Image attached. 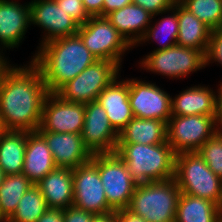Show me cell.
Listing matches in <instances>:
<instances>
[{
	"label": "cell",
	"mask_w": 222,
	"mask_h": 222,
	"mask_svg": "<svg viewBox=\"0 0 222 222\" xmlns=\"http://www.w3.org/2000/svg\"><path fill=\"white\" fill-rule=\"evenodd\" d=\"M214 62L222 66V28L212 30L205 54V65Z\"/></svg>",
	"instance_id": "32"
},
{
	"label": "cell",
	"mask_w": 222,
	"mask_h": 222,
	"mask_svg": "<svg viewBox=\"0 0 222 222\" xmlns=\"http://www.w3.org/2000/svg\"><path fill=\"white\" fill-rule=\"evenodd\" d=\"M77 34L97 60L112 61L120 68L125 52L133 49L107 17L90 16Z\"/></svg>",
	"instance_id": "6"
},
{
	"label": "cell",
	"mask_w": 222,
	"mask_h": 222,
	"mask_svg": "<svg viewBox=\"0 0 222 222\" xmlns=\"http://www.w3.org/2000/svg\"><path fill=\"white\" fill-rule=\"evenodd\" d=\"M36 222H64V210L47 209Z\"/></svg>",
	"instance_id": "38"
},
{
	"label": "cell",
	"mask_w": 222,
	"mask_h": 222,
	"mask_svg": "<svg viewBox=\"0 0 222 222\" xmlns=\"http://www.w3.org/2000/svg\"><path fill=\"white\" fill-rule=\"evenodd\" d=\"M216 116H171L167 123V142L175 155L198 152L217 131Z\"/></svg>",
	"instance_id": "9"
},
{
	"label": "cell",
	"mask_w": 222,
	"mask_h": 222,
	"mask_svg": "<svg viewBox=\"0 0 222 222\" xmlns=\"http://www.w3.org/2000/svg\"><path fill=\"white\" fill-rule=\"evenodd\" d=\"M45 198L48 209L73 206V169L56 167L36 184Z\"/></svg>",
	"instance_id": "20"
},
{
	"label": "cell",
	"mask_w": 222,
	"mask_h": 222,
	"mask_svg": "<svg viewBox=\"0 0 222 222\" xmlns=\"http://www.w3.org/2000/svg\"><path fill=\"white\" fill-rule=\"evenodd\" d=\"M55 168L56 165L45 138L38 131L29 132L22 173L33 184H37Z\"/></svg>",
	"instance_id": "22"
},
{
	"label": "cell",
	"mask_w": 222,
	"mask_h": 222,
	"mask_svg": "<svg viewBox=\"0 0 222 222\" xmlns=\"http://www.w3.org/2000/svg\"><path fill=\"white\" fill-rule=\"evenodd\" d=\"M115 152L137 185L174 178L175 154L168 142L155 145L117 143Z\"/></svg>",
	"instance_id": "3"
},
{
	"label": "cell",
	"mask_w": 222,
	"mask_h": 222,
	"mask_svg": "<svg viewBox=\"0 0 222 222\" xmlns=\"http://www.w3.org/2000/svg\"><path fill=\"white\" fill-rule=\"evenodd\" d=\"M120 69L112 61L97 60L55 93L63 100L73 103L87 104L96 101L99 93L120 76Z\"/></svg>",
	"instance_id": "7"
},
{
	"label": "cell",
	"mask_w": 222,
	"mask_h": 222,
	"mask_svg": "<svg viewBox=\"0 0 222 222\" xmlns=\"http://www.w3.org/2000/svg\"><path fill=\"white\" fill-rule=\"evenodd\" d=\"M47 209L45 198L39 187L34 184L20 199L16 210L7 222H36Z\"/></svg>",
	"instance_id": "29"
},
{
	"label": "cell",
	"mask_w": 222,
	"mask_h": 222,
	"mask_svg": "<svg viewBox=\"0 0 222 222\" xmlns=\"http://www.w3.org/2000/svg\"><path fill=\"white\" fill-rule=\"evenodd\" d=\"M0 222H7V218L2 214L1 208H0Z\"/></svg>",
	"instance_id": "46"
},
{
	"label": "cell",
	"mask_w": 222,
	"mask_h": 222,
	"mask_svg": "<svg viewBox=\"0 0 222 222\" xmlns=\"http://www.w3.org/2000/svg\"><path fill=\"white\" fill-rule=\"evenodd\" d=\"M4 177H5V174H4L3 170L0 167V185L2 184Z\"/></svg>",
	"instance_id": "45"
},
{
	"label": "cell",
	"mask_w": 222,
	"mask_h": 222,
	"mask_svg": "<svg viewBox=\"0 0 222 222\" xmlns=\"http://www.w3.org/2000/svg\"><path fill=\"white\" fill-rule=\"evenodd\" d=\"M132 3L144 8L154 18L163 13L169 14L175 2L173 0H132Z\"/></svg>",
	"instance_id": "34"
},
{
	"label": "cell",
	"mask_w": 222,
	"mask_h": 222,
	"mask_svg": "<svg viewBox=\"0 0 222 222\" xmlns=\"http://www.w3.org/2000/svg\"><path fill=\"white\" fill-rule=\"evenodd\" d=\"M6 131L0 115V136Z\"/></svg>",
	"instance_id": "43"
},
{
	"label": "cell",
	"mask_w": 222,
	"mask_h": 222,
	"mask_svg": "<svg viewBox=\"0 0 222 222\" xmlns=\"http://www.w3.org/2000/svg\"><path fill=\"white\" fill-rule=\"evenodd\" d=\"M79 1L83 2L84 9L89 16L103 17L104 0H79Z\"/></svg>",
	"instance_id": "36"
},
{
	"label": "cell",
	"mask_w": 222,
	"mask_h": 222,
	"mask_svg": "<svg viewBox=\"0 0 222 222\" xmlns=\"http://www.w3.org/2000/svg\"><path fill=\"white\" fill-rule=\"evenodd\" d=\"M132 0H104L103 4V17H106L109 13L123 8L124 6L131 4Z\"/></svg>",
	"instance_id": "39"
},
{
	"label": "cell",
	"mask_w": 222,
	"mask_h": 222,
	"mask_svg": "<svg viewBox=\"0 0 222 222\" xmlns=\"http://www.w3.org/2000/svg\"><path fill=\"white\" fill-rule=\"evenodd\" d=\"M175 3H179L181 0H173Z\"/></svg>",
	"instance_id": "47"
},
{
	"label": "cell",
	"mask_w": 222,
	"mask_h": 222,
	"mask_svg": "<svg viewBox=\"0 0 222 222\" xmlns=\"http://www.w3.org/2000/svg\"><path fill=\"white\" fill-rule=\"evenodd\" d=\"M129 102L136 118L157 119L168 123L171 114V97L156 83L128 79Z\"/></svg>",
	"instance_id": "12"
},
{
	"label": "cell",
	"mask_w": 222,
	"mask_h": 222,
	"mask_svg": "<svg viewBox=\"0 0 222 222\" xmlns=\"http://www.w3.org/2000/svg\"><path fill=\"white\" fill-rule=\"evenodd\" d=\"M219 205L205 199L181 193L175 222H219Z\"/></svg>",
	"instance_id": "26"
},
{
	"label": "cell",
	"mask_w": 222,
	"mask_h": 222,
	"mask_svg": "<svg viewBox=\"0 0 222 222\" xmlns=\"http://www.w3.org/2000/svg\"><path fill=\"white\" fill-rule=\"evenodd\" d=\"M106 17L132 48L140 42L153 22V15L134 3L117 9Z\"/></svg>",
	"instance_id": "19"
},
{
	"label": "cell",
	"mask_w": 222,
	"mask_h": 222,
	"mask_svg": "<svg viewBox=\"0 0 222 222\" xmlns=\"http://www.w3.org/2000/svg\"><path fill=\"white\" fill-rule=\"evenodd\" d=\"M92 222H116L115 211L104 215H96Z\"/></svg>",
	"instance_id": "41"
},
{
	"label": "cell",
	"mask_w": 222,
	"mask_h": 222,
	"mask_svg": "<svg viewBox=\"0 0 222 222\" xmlns=\"http://www.w3.org/2000/svg\"><path fill=\"white\" fill-rule=\"evenodd\" d=\"M216 123L219 132H222V83L216 91Z\"/></svg>",
	"instance_id": "40"
},
{
	"label": "cell",
	"mask_w": 222,
	"mask_h": 222,
	"mask_svg": "<svg viewBox=\"0 0 222 222\" xmlns=\"http://www.w3.org/2000/svg\"><path fill=\"white\" fill-rule=\"evenodd\" d=\"M95 215L78 209L75 206H70L64 209V222H92Z\"/></svg>",
	"instance_id": "35"
},
{
	"label": "cell",
	"mask_w": 222,
	"mask_h": 222,
	"mask_svg": "<svg viewBox=\"0 0 222 222\" xmlns=\"http://www.w3.org/2000/svg\"><path fill=\"white\" fill-rule=\"evenodd\" d=\"M27 64L11 65L0 80V115L6 130L31 132L41 125L49 92L40 70L31 61Z\"/></svg>",
	"instance_id": "1"
},
{
	"label": "cell",
	"mask_w": 222,
	"mask_h": 222,
	"mask_svg": "<svg viewBox=\"0 0 222 222\" xmlns=\"http://www.w3.org/2000/svg\"><path fill=\"white\" fill-rule=\"evenodd\" d=\"M58 7L62 8L79 25L84 24L90 16L85 11L83 2L79 0H55Z\"/></svg>",
	"instance_id": "33"
},
{
	"label": "cell",
	"mask_w": 222,
	"mask_h": 222,
	"mask_svg": "<svg viewBox=\"0 0 222 222\" xmlns=\"http://www.w3.org/2000/svg\"><path fill=\"white\" fill-rule=\"evenodd\" d=\"M108 205L114 210L126 209L137 184L131 179L124 161L113 153L93 154Z\"/></svg>",
	"instance_id": "8"
},
{
	"label": "cell",
	"mask_w": 222,
	"mask_h": 222,
	"mask_svg": "<svg viewBox=\"0 0 222 222\" xmlns=\"http://www.w3.org/2000/svg\"><path fill=\"white\" fill-rule=\"evenodd\" d=\"M171 15H167V17L159 19L153 26H149L145 35L142 37L138 44H143L146 41L154 40L162 42L160 47H157L154 51L165 50L167 48L173 47L177 45V37H178V18H177V3H174L173 7L169 10ZM165 36V41H161ZM162 36V38H161ZM161 38V39H160Z\"/></svg>",
	"instance_id": "28"
},
{
	"label": "cell",
	"mask_w": 222,
	"mask_h": 222,
	"mask_svg": "<svg viewBox=\"0 0 222 222\" xmlns=\"http://www.w3.org/2000/svg\"><path fill=\"white\" fill-rule=\"evenodd\" d=\"M31 25L30 6L18 1L0 0V44L4 49H13L22 43L27 28Z\"/></svg>",
	"instance_id": "17"
},
{
	"label": "cell",
	"mask_w": 222,
	"mask_h": 222,
	"mask_svg": "<svg viewBox=\"0 0 222 222\" xmlns=\"http://www.w3.org/2000/svg\"><path fill=\"white\" fill-rule=\"evenodd\" d=\"M179 3L212 30L222 28V0H181Z\"/></svg>",
	"instance_id": "30"
},
{
	"label": "cell",
	"mask_w": 222,
	"mask_h": 222,
	"mask_svg": "<svg viewBox=\"0 0 222 222\" xmlns=\"http://www.w3.org/2000/svg\"><path fill=\"white\" fill-rule=\"evenodd\" d=\"M172 116H216V92L208 86H194L171 98Z\"/></svg>",
	"instance_id": "21"
},
{
	"label": "cell",
	"mask_w": 222,
	"mask_h": 222,
	"mask_svg": "<svg viewBox=\"0 0 222 222\" xmlns=\"http://www.w3.org/2000/svg\"><path fill=\"white\" fill-rule=\"evenodd\" d=\"M174 179L181 193L208 199L217 205L222 200V179L198 152L175 155Z\"/></svg>",
	"instance_id": "5"
},
{
	"label": "cell",
	"mask_w": 222,
	"mask_h": 222,
	"mask_svg": "<svg viewBox=\"0 0 222 222\" xmlns=\"http://www.w3.org/2000/svg\"><path fill=\"white\" fill-rule=\"evenodd\" d=\"M32 57L31 62L40 70L49 93H55L97 61L78 34L42 44Z\"/></svg>",
	"instance_id": "2"
},
{
	"label": "cell",
	"mask_w": 222,
	"mask_h": 222,
	"mask_svg": "<svg viewBox=\"0 0 222 222\" xmlns=\"http://www.w3.org/2000/svg\"><path fill=\"white\" fill-rule=\"evenodd\" d=\"M29 132L6 130L0 136V167L5 175L22 173Z\"/></svg>",
	"instance_id": "25"
},
{
	"label": "cell",
	"mask_w": 222,
	"mask_h": 222,
	"mask_svg": "<svg viewBox=\"0 0 222 222\" xmlns=\"http://www.w3.org/2000/svg\"><path fill=\"white\" fill-rule=\"evenodd\" d=\"M33 185L24 173L5 175L0 185V208L7 219L14 213L20 199Z\"/></svg>",
	"instance_id": "27"
},
{
	"label": "cell",
	"mask_w": 222,
	"mask_h": 222,
	"mask_svg": "<svg viewBox=\"0 0 222 222\" xmlns=\"http://www.w3.org/2000/svg\"><path fill=\"white\" fill-rule=\"evenodd\" d=\"M46 140L56 167L75 169L91 160L81 134L38 131Z\"/></svg>",
	"instance_id": "16"
},
{
	"label": "cell",
	"mask_w": 222,
	"mask_h": 222,
	"mask_svg": "<svg viewBox=\"0 0 222 222\" xmlns=\"http://www.w3.org/2000/svg\"><path fill=\"white\" fill-rule=\"evenodd\" d=\"M116 222H147L144 218L126 209L115 211Z\"/></svg>",
	"instance_id": "37"
},
{
	"label": "cell",
	"mask_w": 222,
	"mask_h": 222,
	"mask_svg": "<svg viewBox=\"0 0 222 222\" xmlns=\"http://www.w3.org/2000/svg\"><path fill=\"white\" fill-rule=\"evenodd\" d=\"M219 220H220V222H222V200H221V203L219 205Z\"/></svg>",
	"instance_id": "44"
},
{
	"label": "cell",
	"mask_w": 222,
	"mask_h": 222,
	"mask_svg": "<svg viewBox=\"0 0 222 222\" xmlns=\"http://www.w3.org/2000/svg\"><path fill=\"white\" fill-rule=\"evenodd\" d=\"M208 167L222 179V132L217 131L199 149Z\"/></svg>",
	"instance_id": "31"
},
{
	"label": "cell",
	"mask_w": 222,
	"mask_h": 222,
	"mask_svg": "<svg viewBox=\"0 0 222 222\" xmlns=\"http://www.w3.org/2000/svg\"><path fill=\"white\" fill-rule=\"evenodd\" d=\"M85 121V104L63 100L56 93L45 98L41 125L37 131L81 134Z\"/></svg>",
	"instance_id": "13"
},
{
	"label": "cell",
	"mask_w": 222,
	"mask_h": 222,
	"mask_svg": "<svg viewBox=\"0 0 222 222\" xmlns=\"http://www.w3.org/2000/svg\"><path fill=\"white\" fill-rule=\"evenodd\" d=\"M181 191L174 178L137 185L127 209L147 222H175Z\"/></svg>",
	"instance_id": "4"
},
{
	"label": "cell",
	"mask_w": 222,
	"mask_h": 222,
	"mask_svg": "<svg viewBox=\"0 0 222 222\" xmlns=\"http://www.w3.org/2000/svg\"><path fill=\"white\" fill-rule=\"evenodd\" d=\"M116 77L103 91H101L96 101L107 113L112 127L120 131L134 118L129 102L128 78L121 81Z\"/></svg>",
	"instance_id": "18"
},
{
	"label": "cell",
	"mask_w": 222,
	"mask_h": 222,
	"mask_svg": "<svg viewBox=\"0 0 222 222\" xmlns=\"http://www.w3.org/2000/svg\"><path fill=\"white\" fill-rule=\"evenodd\" d=\"M118 134L97 101L85 104V121L81 136L92 155L115 152Z\"/></svg>",
	"instance_id": "14"
},
{
	"label": "cell",
	"mask_w": 222,
	"mask_h": 222,
	"mask_svg": "<svg viewBox=\"0 0 222 222\" xmlns=\"http://www.w3.org/2000/svg\"><path fill=\"white\" fill-rule=\"evenodd\" d=\"M73 206L93 215H104L114 210L108 205L97 165L90 160L73 169Z\"/></svg>",
	"instance_id": "11"
},
{
	"label": "cell",
	"mask_w": 222,
	"mask_h": 222,
	"mask_svg": "<svg viewBox=\"0 0 222 222\" xmlns=\"http://www.w3.org/2000/svg\"><path fill=\"white\" fill-rule=\"evenodd\" d=\"M30 19L34 24L44 29L40 46L51 40L75 35L79 24L55 0H33L29 2Z\"/></svg>",
	"instance_id": "15"
},
{
	"label": "cell",
	"mask_w": 222,
	"mask_h": 222,
	"mask_svg": "<svg viewBox=\"0 0 222 222\" xmlns=\"http://www.w3.org/2000/svg\"><path fill=\"white\" fill-rule=\"evenodd\" d=\"M167 142V123L134 117L118 134L117 143L155 145Z\"/></svg>",
	"instance_id": "23"
},
{
	"label": "cell",
	"mask_w": 222,
	"mask_h": 222,
	"mask_svg": "<svg viewBox=\"0 0 222 222\" xmlns=\"http://www.w3.org/2000/svg\"><path fill=\"white\" fill-rule=\"evenodd\" d=\"M2 53L3 52L0 51V80L3 73L11 66L10 62L7 61L8 58L4 57Z\"/></svg>",
	"instance_id": "42"
},
{
	"label": "cell",
	"mask_w": 222,
	"mask_h": 222,
	"mask_svg": "<svg viewBox=\"0 0 222 222\" xmlns=\"http://www.w3.org/2000/svg\"><path fill=\"white\" fill-rule=\"evenodd\" d=\"M178 37L177 45L191 47L206 54L212 29L195 15L177 3Z\"/></svg>",
	"instance_id": "24"
},
{
	"label": "cell",
	"mask_w": 222,
	"mask_h": 222,
	"mask_svg": "<svg viewBox=\"0 0 222 222\" xmlns=\"http://www.w3.org/2000/svg\"><path fill=\"white\" fill-rule=\"evenodd\" d=\"M141 68L169 78H184L205 68V55L191 47L173 46L152 51L139 62Z\"/></svg>",
	"instance_id": "10"
}]
</instances>
